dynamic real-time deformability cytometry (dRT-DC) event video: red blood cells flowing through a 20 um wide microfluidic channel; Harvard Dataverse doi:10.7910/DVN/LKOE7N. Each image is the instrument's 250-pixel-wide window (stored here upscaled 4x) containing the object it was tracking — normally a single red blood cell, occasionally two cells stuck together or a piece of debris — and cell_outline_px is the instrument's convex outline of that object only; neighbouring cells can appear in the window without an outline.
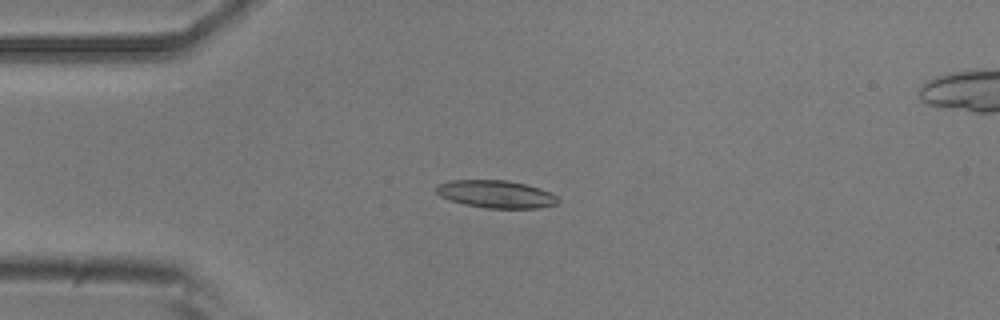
{"species": "common noctule bat (a hibernating species)", "species_latin": "Nyctalus noctula", "temperature_condition": "room temperature", "stored_images_in_passage": 7, "camera_frame_rate_fps": 3000, "um_per_image_px": 0.085, "animal": {"sex": "male", "body_mass_g": 20.5, "forearm_length_mm": 52.5}, "frame": {"image": 1, "passage_image": 4, "time_ms": 1.0, "image_size_px": [1000, 320], "cell_outline_px": [[560, 200], [556, 204], [536, 208], [488, 208], [464, 204], [440, 196], [436, 192], [436, 184], [452, 180], [508, 180], [540, 188], [556, 196]], "centroid_in_image_um": [42.14, 16.49], "position_along_channel_um": 42.9, "area_um2": 19.42}}
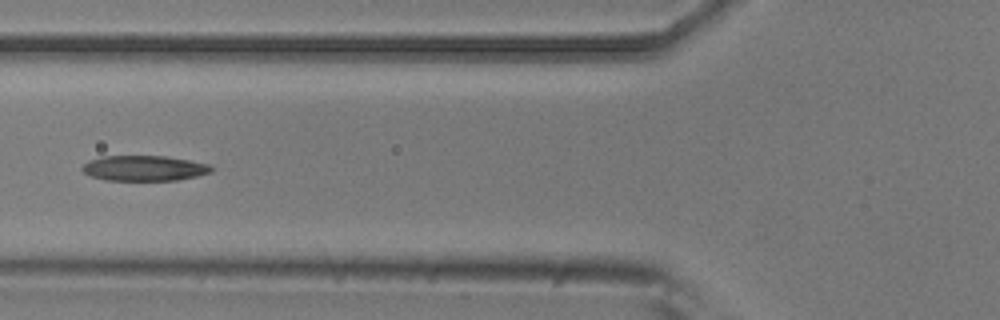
{"frame": {"image": 2, "passage_image": 6, "time_ms": 1.667, "image_size_px": [1000, 320], "cell_outline_px": [[212, 172], [196, 176], [176, 180], [104, 180], [88, 176], [80, 168], [84, 164], [92, 160], [104, 156], [164, 156], [188, 160], [208, 164], [212, 168]], "centroid_in_image_um": [12.23, 14.3], "position_along_channel_um": 113.6, "area_um2": 18.9}}
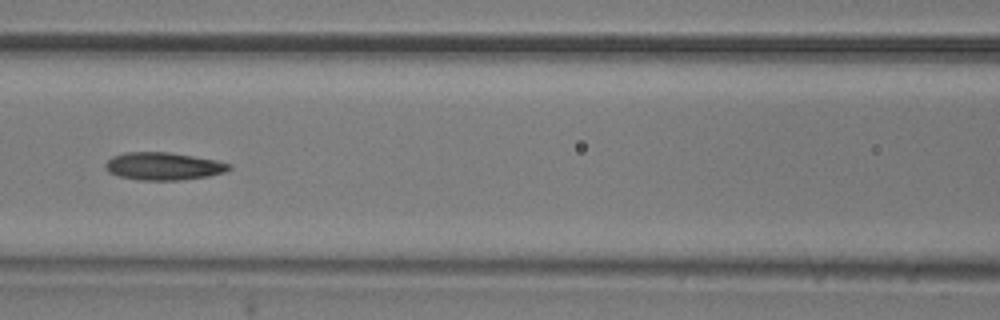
{"frame": {"image": 3, "passage_image": 7, "time_ms": 2.0, "image_size_px": [1000, 320], "cell_outline_px": [[232, 168], [224, 172], [208, 176], [180, 180], [140, 180], [120, 176], [108, 172], [104, 168], [104, 164], [112, 156], [124, 152], [168, 152], [216, 160], [232, 164]], "centroid_in_image_um": [13.87, 14.12], "position_along_channel_um": 152.7, "area_um2": 19.94}}